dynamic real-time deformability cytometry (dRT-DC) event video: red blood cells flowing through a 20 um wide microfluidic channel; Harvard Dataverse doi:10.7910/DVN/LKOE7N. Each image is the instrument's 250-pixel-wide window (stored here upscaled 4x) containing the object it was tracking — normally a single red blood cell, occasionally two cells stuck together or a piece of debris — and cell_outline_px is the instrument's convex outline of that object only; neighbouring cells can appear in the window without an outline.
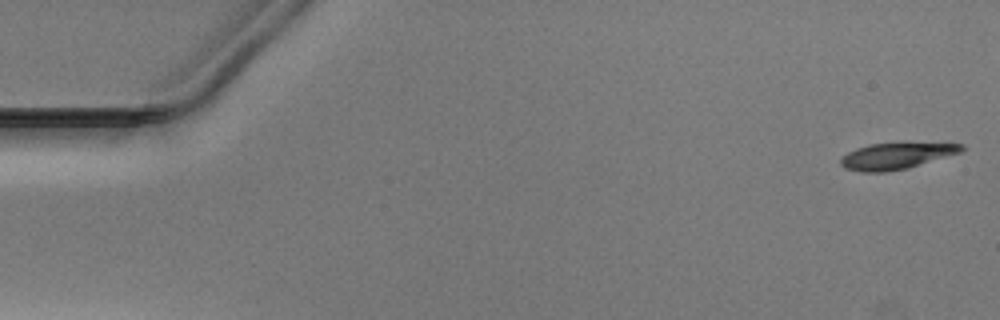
{"species": "Egyptian fruit bat (a non-hibernating species)", "species_latin": "Rousettus aegyptiacus", "temperature_condition": "warm", "stored_images_in_passage": 51, "camera_frame_rate_fps": 3000, "um_per_image_px": 0.085, "animal": {"sex": "male"}, "frame": {"image": 1, "passage_image": 1, "time_ms": 0.0, "image_size_px": [1000, 320], "cell_outline_px": [[964, 148], [960, 152], [908, 168], [884, 172], [860, 172], [844, 168], [840, 164], [840, 156], [856, 148], [868, 144], [964, 144]], "centroid_in_image_um": [76.07, 13.28], "position_along_channel_um": 8.9, "area_um2": 18.09}}
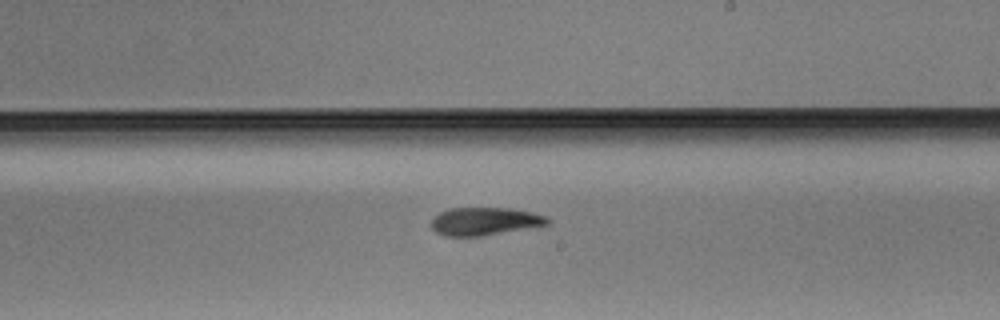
{"frame": {"image": 2, "passage_image": 30, "time_ms": 9.667, "image_size_px": [1000, 320], "cell_outline_px": [[552, 220], [548, 224], [480, 236], [444, 236], [436, 232], [428, 224], [432, 216], [448, 208], [512, 208], [532, 212], [548, 216]], "centroid_in_image_um": [41.15, 18.8], "position_along_channel_um": 247.9, "area_um2": 19.07}}
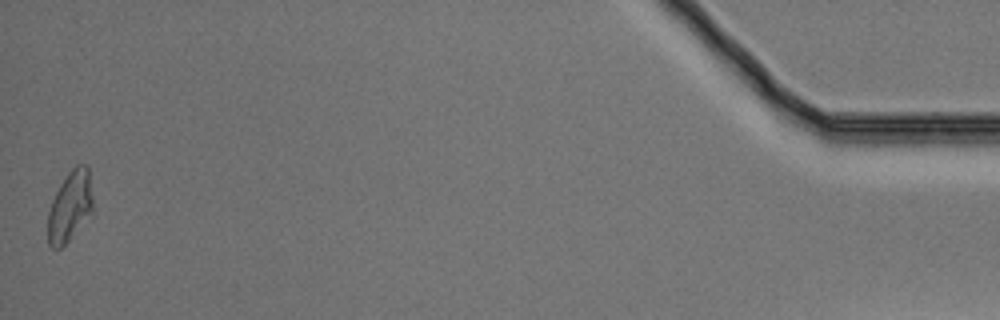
{"frame": {"image": 3, "passage_image": 51, "time_ms": 16.667, "image_size_px": [1000, 320], "cell_outline_px": [[92, 212], [68, 240], [60, 248], [52, 248], [48, 244], [48, 212], [52, 200], [60, 184], [68, 172], [76, 164], [88, 164], [92, 196]], "centroid_in_image_um": [5.94, 17.5], "position_along_channel_um": 429.3, "area_um2": 18.26}}